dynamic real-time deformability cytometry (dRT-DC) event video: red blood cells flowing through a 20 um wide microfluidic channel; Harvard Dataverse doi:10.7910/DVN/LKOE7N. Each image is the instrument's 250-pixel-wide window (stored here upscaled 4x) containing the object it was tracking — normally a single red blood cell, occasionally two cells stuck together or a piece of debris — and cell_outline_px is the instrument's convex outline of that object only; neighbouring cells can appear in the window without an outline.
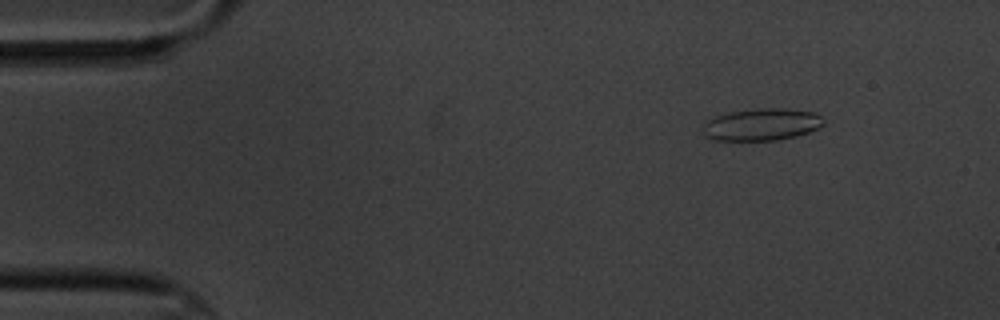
{"species": "common noctule bat (a hibernating species)", "species_latin": "Nyctalus noctula", "temperature_condition": "cold", "stored_images_in_passage": 6, "camera_frame_rate_fps": 3000, "um_per_image_px": 0.085, "animal": {"sex": "male", "body_mass_g": 20.1, "forearm_length_mm": 53.5}, "frame": {"image": 1, "passage_image": 2, "time_ms": 2.0, "image_size_px": [1000, 320], "cell_outline_px": [[824, 124], [820, 128], [796, 136], [776, 140], [712, 140], [704, 136], [704, 120], [728, 112], [760, 108], [784, 108], [816, 112], [824, 120]], "centroid_in_image_um": [64.74, 10.58], "position_along_channel_um": 20.3, "area_um2": 22.77}}
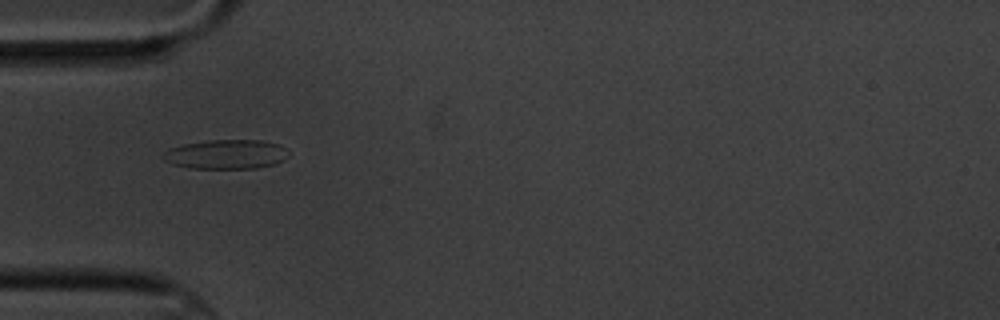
{"frame": {"image": 2, "passage_image": 5, "time_ms": 5.667, "image_size_px": [1000, 320], "cell_outline_px": [[288, 156], [284, 160], [272, 164], [256, 168], [188, 168], [172, 164], [164, 160], [160, 156], [168, 148], [184, 144], [208, 140], [260, 140], [280, 144], [288, 152]], "centroid_in_image_um": [19.19, 13.11], "position_along_channel_um": 65.8, "area_um2": 21.5}}